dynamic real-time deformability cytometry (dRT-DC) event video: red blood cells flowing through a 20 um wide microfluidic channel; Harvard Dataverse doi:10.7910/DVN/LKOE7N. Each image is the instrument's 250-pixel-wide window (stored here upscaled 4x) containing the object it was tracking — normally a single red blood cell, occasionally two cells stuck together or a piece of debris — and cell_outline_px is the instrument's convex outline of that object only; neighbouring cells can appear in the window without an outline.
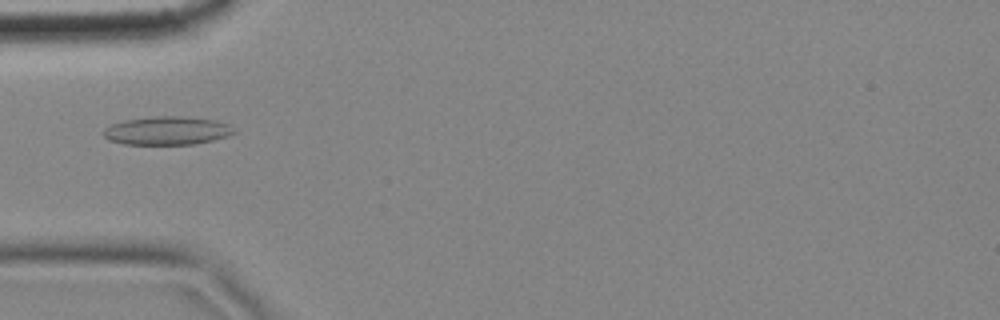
{"species": "common noctule bat (a hibernating species)", "species_latin": "Nyctalus noctula", "temperature_condition": "cold", "stored_images_in_passage": 10, "camera_frame_rate_fps": 3000, "um_per_image_px": 0.085, "animal": {"sex": "female", "body_mass_g": 18.4}, "frame": {"image": 1, "passage_image": 5, "time_ms": 1.333, "image_size_px": [1000, 320], "cell_outline_px": [[236, 132], [228, 136], [196, 144], [124, 144], [108, 140], [104, 136], [104, 128], [112, 124], [124, 120], [156, 116], [184, 116], [216, 120], [228, 124], [236, 128]], "centroid_in_image_um": [14.23, 11.1], "position_along_channel_um": 70.8, "area_um2": 21.68}}
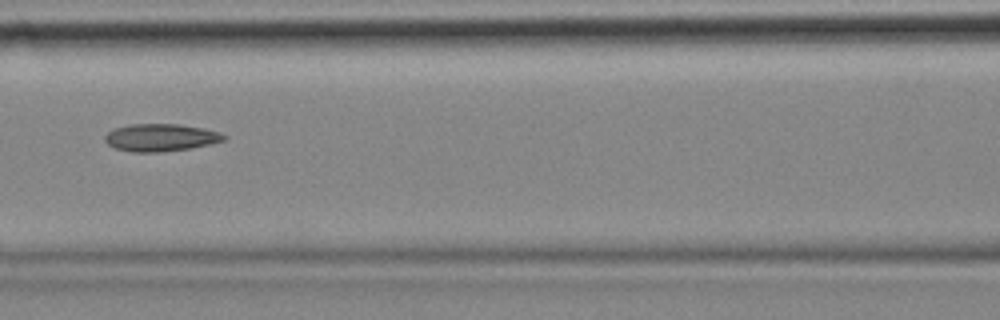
{"frame": {"image": 2, "passage_image": 7, "time_ms": 2.0, "image_size_px": [1000, 320], "cell_outline_px": [[228, 136], [224, 140], [212, 144], [188, 148], [160, 152], [132, 152], [116, 148], [108, 144], [104, 140], [104, 136], [108, 132], [116, 128], [128, 124], [180, 124], [204, 128], [220, 132]], "centroid_in_image_um": [13.68, 11.68], "position_along_channel_um": 152.9, "area_um2": 19.07}}
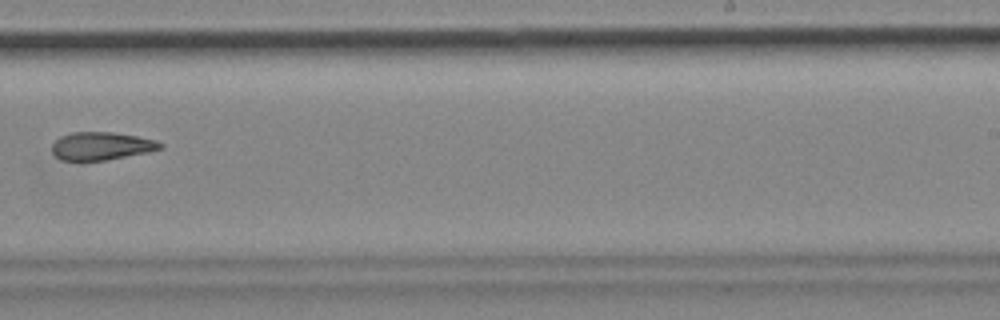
{"frame": {"image": 3, "passage_image": 10, "time_ms": 3.0, "image_size_px": [1000, 320], "cell_outline_px": [[164, 144], [160, 148], [148, 152], [104, 160], [60, 160], [52, 152], [52, 144], [60, 136], [72, 132], [112, 132], [136, 136], [156, 140]], "centroid_in_image_um": [8.59, 12.4], "position_along_channel_um": 280.4, "area_um2": 17.46}}